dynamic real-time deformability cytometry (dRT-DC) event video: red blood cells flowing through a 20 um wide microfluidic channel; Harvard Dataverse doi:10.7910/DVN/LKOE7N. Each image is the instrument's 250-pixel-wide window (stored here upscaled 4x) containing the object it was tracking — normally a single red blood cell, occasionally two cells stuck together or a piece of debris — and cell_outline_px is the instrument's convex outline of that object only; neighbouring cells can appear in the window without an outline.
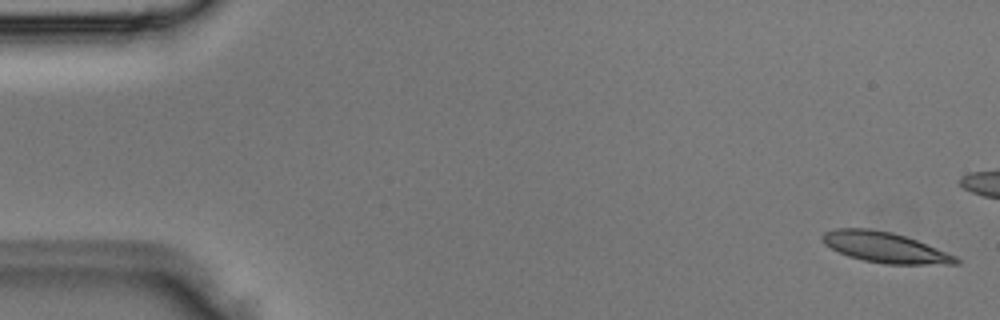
{"species": "Egyptian fruit bat (a non-hibernating species)", "species_latin": "Rousettus aegyptiacus", "temperature_condition": "room temperature", "stored_images_in_passage": 4, "segment_of_instrument_passage": [2, 2], "camera_frame_rate_fps": 3000, "um_per_image_px": 0.085, "animal": {"sex": "male"}, "frame": {"image": 1, "passage_image": 4, "time_ms": 1.0, "image_size_px": [1000, 320], "cell_outline_px": [[960, 264], [884, 264], [864, 260], [848, 256], [824, 244], [820, 240], [820, 236], [824, 232], [836, 228], [868, 228], [892, 232], [916, 240], [956, 256], [960, 260]], "centroid_in_image_um": [75.18, 21.02], "position_along_channel_um": 9.8, "area_um2": 23.64}}